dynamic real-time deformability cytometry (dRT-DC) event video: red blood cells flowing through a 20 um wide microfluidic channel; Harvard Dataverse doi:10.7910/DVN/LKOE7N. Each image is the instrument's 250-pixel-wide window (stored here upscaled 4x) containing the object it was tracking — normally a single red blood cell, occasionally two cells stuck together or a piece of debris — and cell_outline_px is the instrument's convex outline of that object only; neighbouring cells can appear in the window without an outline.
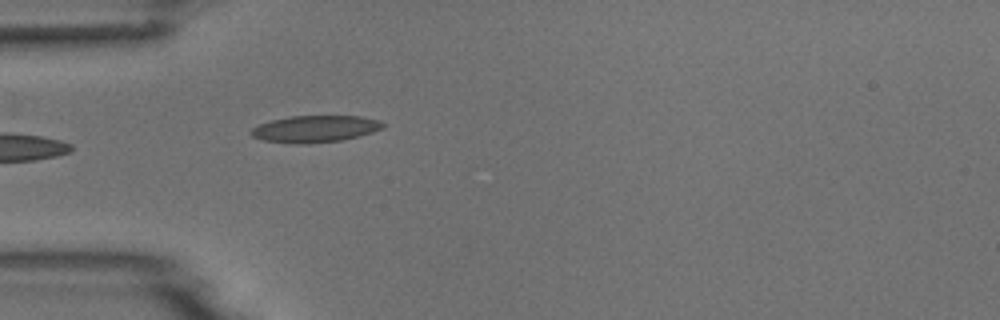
{"species": "common noctule bat (a hibernating species)", "species_latin": "Nyctalus noctula", "temperature_condition": "room temperature", "stored_images_in_passage": 5, "camera_frame_rate_fps": 3000, "um_per_image_px": 0.085, "animal": {"sex": "male", "body_mass_g": 18.8}, "frame": {"image": 1, "passage_image": 5, "time_ms": 4.667, "image_size_px": [1000, 320], "cell_outline_px": [[388, 124], [384, 128], [360, 136], [340, 140], [308, 144], [292, 144], [264, 140], [252, 136], [248, 132], [252, 128], [260, 124], [272, 120], [288, 116], [360, 116], [380, 120]], "centroid_in_image_um": [26.81, 10.95], "position_along_channel_um": 58.2, "area_um2": 20.81}}